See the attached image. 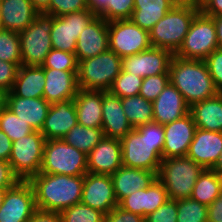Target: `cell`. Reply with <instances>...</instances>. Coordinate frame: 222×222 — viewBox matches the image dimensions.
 Instances as JSON below:
<instances>
[{
    "mask_svg": "<svg viewBox=\"0 0 222 222\" xmlns=\"http://www.w3.org/2000/svg\"><path fill=\"white\" fill-rule=\"evenodd\" d=\"M120 142L123 166L158 173L164 146L163 125L156 122L140 125Z\"/></svg>",
    "mask_w": 222,
    "mask_h": 222,
    "instance_id": "1",
    "label": "cell"
},
{
    "mask_svg": "<svg viewBox=\"0 0 222 222\" xmlns=\"http://www.w3.org/2000/svg\"><path fill=\"white\" fill-rule=\"evenodd\" d=\"M28 181L38 210L61 213L81 201L84 176L38 173Z\"/></svg>",
    "mask_w": 222,
    "mask_h": 222,
    "instance_id": "2",
    "label": "cell"
},
{
    "mask_svg": "<svg viewBox=\"0 0 222 222\" xmlns=\"http://www.w3.org/2000/svg\"><path fill=\"white\" fill-rule=\"evenodd\" d=\"M168 73L170 83L189 106L220 93L204 60H187L174 55Z\"/></svg>",
    "mask_w": 222,
    "mask_h": 222,
    "instance_id": "3",
    "label": "cell"
},
{
    "mask_svg": "<svg viewBox=\"0 0 222 222\" xmlns=\"http://www.w3.org/2000/svg\"><path fill=\"white\" fill-rule=\"evenodd\" d=\"M205 168L188 157L162 159L158 180L164 185L169 199L190 198L198 177Z\"/></svg>",
    "mask_w": 222,
    "mask_h": 222,
    "instance_id": "4",
    "label": "cell"
},
{
    "mask_svg": "<svg viewBox=\"0 0 222 222\" xmlns=\"http://www.w3.org/2000/svg\"><path fill=\"white\" fill-rule=\"evenodd\" d=\"M122 71V58L110 49L81 60L78 64L79 89L109 91Z\"/></svg>",
    "mask_w": 222,
    "mask_h": 222,
    "instance_id": "5",
    "label": "cell"
},
{
    "mask_svg": "<svg viewBox=\"0 0 222 222\" xmlns=\"http://www.w3.org/2000/svg\"><path fill=\"white\" fill-rule=\"evenodd\" d=\"M199 12L191 8L173 7L149 31L151 47L166 49L175 54Z\"/></svg>",
    "mask_w": 222,
    "mask_h": 222,
    "instance_id": "6",
    "label": "cell"
},
{
    "mask_svg": "<svg viewBox=\"0 0 222 222\" xmlns=\"http://www.w3.org/2000/svg\"><path fill=\"white\" fill-rule=\"evenodd\" d=\"M39 173L84 176L87 173V155L63 139L46 140Z\"/></svg>",
    "mask_w": 222,
    "mask_h": 222,
    "instance_id": "7",
    "label": "cell"
},
{
    "mask_svg": "<svg viewBox=\"0 0 222 222\" xmlns=\"http://www.w3.org/2000/svg\"><path fill=\"white\" fill-rule=\"evenodd\" d=\"M53 16L38 14L35 20L19 32L22 65L42 66L52 49L50 32Z\"/></svg>",
    "mask_w": 222,
    "mask_h": 222,
    "instance_id": "8",
    "label": "cell"
},
{
    "mask_svg": "<svg viewBox=\"0 0 222 222\" xmlns=\"http://www.w3.org/2000/svg\"><path fill=\"white\" fill-rule=\"evenodd\" d=\"M216 49L218 44L213 18L199 12L174 55L187 60H205Z\"/></svg>",
    "mask_w": 222,
    "mask_h": 222,
    "instance_id": "9",
    "label": "cell"
},
{
    "mask_svg": "<svg viewBox=\"0 0 222 222\" xmlns=\"http://www.w3.org/2000/svg\"><path fill=\"white\" fill-rule=\"evenodd\" d=\"M46 139L40 131H34L12 142L8 162L20 180H29L40 172Z\"/></svg>",
    "mask_w": 222,
    "mask_h": 222,
    "instance_id": "10",
    "label": "cell"
},
{
    "mask_svg": "<svg viewBox=\"0 0 222 222\" xmlns=\"http://www.w3.org/2000/svg\"><path fill=\"white\" fill-rule=\"evenodd\" d=\"M109 49L121 58L138 54L151 47L149 32L131 19L108 22Z\"/></svg>",
    "mask_w": 222,
    "mask_h": 222,
    "instance_id": "11",
    "label": "cell"
},
{
    "mask_svg": "<svg viewBox=\"0 0 222 222\" xmlns=\"http://www.w3.org/2000/svg\"><path fill=\"white\" fill-rule=\"evenodd\" d=\"M96 16L90 9L53 16L50 32L52 48L75 53L80 33Z\"/></svg>",
    "mask_w": 222,
    "mask_h": 222,
    "instance_id": "12",
    "label": "cell"
},
{
    "mask_svg": "<svg viewBox=\"0 0 222 222\" xmlns=\"http://www.w3.org/2000/svg\"><path fill=\"white\" fill-rule=\"evenodd\" d=\"M37 210L35 194L28 180L7 189L0 208V222H28Z\"/></svg>",
    "mask_w": 222,
    "mask_h": 222,
    "instance_id": "13",
    "label": "cell"
},
{
    "mask_svg": "<svg viewBox=\"0 0 222 222\" xmlns=\"http://www.w3.org/2000/svg\"><path fill=\"white\" fill-rule=\"evenodd\" d=\"M174 54L169 50L150 47L138 54L122 58V71L137 74L142 78L169 74V67Z\"/></svg>",
    "mask_w": 222,
    "mask_h": 222,
    "instance_id": "14",
    "label": "cell"
},
{
    "mask_svg": "<svg viewBox=\"0 0 222 222\" xmlns=\"http://www.w3.org/2000/svg\"><path fill=\"white\" fill-rule=\"evenodd\" d=\"M80 203L99 210L105 215L114 207H117L118 202L115 197L111 176L87 172L84 175Z\"/></svg>",
    "mask_w": 222,
    "mask_h": 222,
    "instance_id": "15",
    "label": "cell"
},
{
    "mask_svg": "<svg viewBox=\"0 0 222 222\" xmlns=\"http://www.w3.org/2000/svg\"><path fill=\"white\" fill-rule=\"evenodd\" d=\"M164 146L162 159L185 157L196 132L190 113L163 126Z\"/></svg>",
    "mask_w": 222,
    "mask_h": 222,
    "instance_id": "16",
    "label": "cell"
},
{
    "mask_svg": "<svg viewBox=\"0 0 222 222\" xmlns=\"http://www.w3.org/2000/svg\"><path fill=\"white\" fill-rule=\"evenodd\" d=\"M122 165L120 139L104 136L87 155V172L89 173L111 176Z\"/></svg>",
    "mask_w": 222,
    "mask_h": 222,
    "instance_id": "17",
    "label": "cell"
},
{
    "mask_svg": "<svg viewBox=\"0 0 222 222\" xmlns=\"http://www.w3.org/2000/svg\"><path fill=\"white\" fill-rule=\"evenodd\" d=\"M109 49L108 22L96 16L80 33L76 42L75 55L81 60L95 57Z\"/></svg>",
    "mask_w": 222,
    "mask_h": 222,
    "instance_id": "18",
    "label": "cell"
},
{
    "mask_svg": "<svg viewBox=\"0 0 222 222\" xmlns=\"http://www.w3.org/2000/svg\"><path fill=\"white\" fill-rule=\"evenodd\" d=\"M168 200L169 196L166 188L156 178L147 188L139 189L137 192L122 199L118 206L145 218Z\"/></svg>",
    "mask_w": 222,
    "mask_h": 222,
    "instance_id": "19",
    "label": "cell"
},
{
    "mask_svg": "<svg viewBox=\"0 0 222 222\" xmlns=\"http://www.w3.org/2000/svg\"><path fill=\"white\" fill-rule=\"evenodd\" d=\"M74 99L50 105L41 133L46 140L62 139L77 124Z\"/></svg>",
    "mask_w": 222,
    "mask_h": 222,
    "instance_id": "20",
    "label": "cell"
},
{
    "mask_svg": "<svg viewBox=\"0 0 222 222\" xmlns=\"http://www.w3.org/2000/svg\"><path fill=\"white\" fill-rule=\"evenodd\" d=\"M45 86L43 98L51 105L74 99L79 90L78 71H62L44 68Z\"/></svg>",
    "mask_w": 222,
    "mask_h": 222,
    "instance_id": "21",
    "label": "cell"
},
{
    "mask_svg": "<svg viewBox=\"0 0 222 222\" xmlns=\"http://www.w3.org/2000/svg\"><path fill=\"white\" fill-rule=\"evenodd\" d=\"M222 151V132L196 129L186 157L205 169H212Z\"/></svg>",
    "mask_w": 222,
    "mask_h": 222,
    "instance_id": "22",
    "label": "cell"
},
{
    "mask_svg": "<svg viewBox=\"0 0 222 222\" xmlns=\"http://www.w3.org/2000/svg\"><path fill=\"white\" fill-rule=\"evenodd\" d=\"M152 104L153 122L163 126L184 117L190 109L182 94L170 82Z\"/></svg>",
    "mask_w": 222,
    "mask_h": 222,
    "instance_id": "23",
    "label": "cell"
},
{
    "mask_svg": "<svg viewBox=\"0 0 222 222\" xmlns=\"http://www.w3.org/2000/svg\"><path fill=\"white\" fill-rule=\"evenodd\" d=\"M134 129L123 111L121 98L110 91H103L102 130L108 138L122 139Z\"/></svg>",
    "mask_w": 222,
    "mask_h": 222,
    "instance_id": "24",
    "label": "cell"
},
{
    "mask_svg": "<svg viewBox=\"0 0 222 222\" xmlns=\"http://www.w3.org/2000/svg\"><path fill=\"white\" fill-rule=\"evenodd\" d=\"M111 178L115 197L119 203L139 189L147 188L157 178V174L153 171L129 168L122 165L111 175Z\"/></svg>",
    "mask_w": 222,
    "mask_h": 222,
    "instance_id": "25",
    "label": "cell"
},
{
    "mask_svg": "<svg viewBox=\"0 0 222 222\" xmlns=\"http://www.w3.org/2000/svg\"><path fill=\"white\" fill-rule=\"evenodd\" d=\"M6 107L35 130L41 131L50 104L43 98L7 96Z\"/></svg>",
    "mask_w": 222,
    "mask_h": 222,
    "instance_id": "26",
    "label": "cell"
},
{
    "mask_svg": "<svg viewBox=\"0 0 222 222\" xmlns=\"http://www.w3.org/2000/svg\"><path fill=\"white\" fill-rule=\"evenodd\" d=\"M78 124L102 128L103 91L79 89L74 98Z\"/></svg>",
    "mask_w": 222,
    "mask_h": 222,
    "instance_id": "27",
    "label": "cell"
},
{
    "mask_svg": "<svg viewBox=\"0 0 222 222\" xmlns=\"http://www.w3.org/2000/svg\"><path fill=\"white\" fill-rule=\"evenodd\" d=\"M1 19L4 30L21 32L39 14L30 0H0Z\"/></svg>",
    "mask_w": 222,
    "mask_h": 222,
    "instance_id": "28",
    "label": "cell"
},
{
    "mask_svg": "<svg viewBox=\"0 0 222 222\" xmlns=\"http://www.w3.org/2000/svg\"><path fill=\"white\" fill-rule=\"evenodd\" d=\"M45 86V74L42 66L20 65L12 90L7 96L22 98H41Z\"/></svg>",
    "mask_w": 222,
    "mask_h": 222,
    "instance_id": "29",
    "label": "cell"
},
{
    "mask_svg": "<svg viewBox=\"0 0 222 222\" xmlns=\"http://www.w3.org/2000/svg\"><path fill=\"white\" fill-rule=\"evenodd\" d=\"M189 113L196 128L222 132V92L207 100L192 104Z\"/></svg>",
    "mask_w": 222,
    "mask_h": 222,
    "instance_id": "30",
    "label": "cell"
},
{
    "mask_svg": "<svg viewBox=\"0 0 222 222\" xmlns=\"http://www.w3.org/2000/svg\"><path fill=\"white\" fill-rule=\"evenodd\" d=\"M173 8L170 0H134L131 20L148 32Z\"/></svg>",
    "mask_w": 222,
    "mask_h": 222,
    "instance_id": "31",
    "label": "cell"
},
{
    "mask_svg": "<svg viewBox=\"0 0 222 222\" xmlns=\"http://www.w3.org/2000/svg\"><path fill=\"white\" fill-rule=\"evenodd\" d=\"M121 103L123 111L133 128L153 122V104L141 95L123 97Z\"/></svg>",
    "mask_w": 222,
    "mask_h": 222,
    "instance_id": "32",
    "label": "cell"
},
{
    "mask_svg": "<svg viewBox=\"0 0 222 222\" xmlns=\"http://www.w3.org/2000/svg\"><path fill=\"white\" fill-rule=\"evenodd\" d=\"M221 193L222 191L217 172L212 169H205L198 177L190 198L208 206Z\"/></svg>",
    "mask_w": 222,
    "mask_h": 222,
    "instance_id": "33",
    "label": "cell"
},
{
    "mask_svg": "<svg viewBox=\"0 0 222 222\" xmlns=\"http://www.w3.org/2000/svg\"><path fill=\"white\" fill-rule=\"evenodd\" d=\"M103 137L102 128H89L77 123L62 139L88 155Z\"/></svg>",
    "mask_w": 222,
    "mask_h": 222,
    "instance_id": "34",
    "label": "cell"
},
{
    "mask_svg": "<svg viewBox=\"0 0 222 222\" xmlns=\"http://www.w3.org/2000/svg\"><path fill=\"white\" fill-rule=\"evenodd\" d=\"M0 130H2L12 142L35 131L28 122H24L7 107L0 111Z\"/></svg>",
    "mask_w": 222,
    "mask_h": 222,
    "instance_id": "35",
    "label": "cell"
},
{
    "mask_svg": "<svg viewBox=\"0 0 222 222\" xmlns=\"http://www.w3.org/2000/svg\"><path fill=\"white\" fill-rule=\"evenodd\" d=\"M0 60L22 65L20 38L18 32L2 30L0 32Z\"/></svg>",
    "mask_w": 222,
    "mask_h": 222,
    "instance_id": "36",
    "label": "cell"
},
{
    "mask_svg": "<svg viewBox=\"0 0 222 222\" xmlns=\"http://www.w3.org/2000/svg\"><path fill=\"white\" fill-rule=\"evenodd\" d=\"M177 222H208V206L191 198L177 200Z\"/></svg>",
    "mask_w": 222,
    "mask_h": 222,
    "instance_id": "37",
    "label": "cell"
},
{
    "mask_svg": "<svg viewBox=\"0 0 222 222\" xmlns=\"http://www.w3.org/2000/svg\"><path fill=\"white\" fill-rule=\"evenodd\" d=\"M143 78L137 74L121 71L109 91L120 98L139 95Z\"/></svg>",
    "mask_w": 222,
    "mask_h": 222,
    "instance_id": "38",
    "label": "cell"
},
{
    "mask_svg": "<svg viewBox=\"0 0 222 222\" xmlns=\"http://www.w3.org/2000/svg\"><path fill=\"white\" fill-rule=\"evenodd\" d=\"M62 222H104L105 214L82 203L61 212Z\"/></svg>",
    "mask_w": 222,
    "mask_h": 222,
    "instance_id": "39",
    "label": "cell"
},
{
    "mask_svg": "<svg viewBox=\"0 0 222 222\" xmlns=\"http://www.w3.org/2000/svg\"><path fill=\"white\" fill-rule=\"evenodd\" d=\"M78 64L75 53L52 48L47 54L42 67L62 71H78Z\"/></svg>",
    "mask_w": 222,
    "mask_h": 222,
    "instance_id": "40",
    "label": "cell"
},
{
    "mask_svg": "<svg viewBox=\"0 0 222 222\" xmlns=\"http://www.w3.org/2000/svg\"><path fill=\"white\" fill-rule=\"evenodd\" d=\"M134 10V0H110L107 9L100 15L107 22L130 19Z\"/></svg>",
    "mask_w": 222,
    "mask_h": 222,
    "instance_id": "41",
    "label": "cell"
},
{
    "mask_svg": "<svg viewBox=\"0 0 222 222\" xmlns=\"http://www.w3.org/2000/svg\"><path fill=\"white\" fill-rule=\"evenodd\" d=\"M169 74H159L143 78L139 95L153 102L169 83Z\"/></svg>",
    "mask_w": 222,
    "mask_h": 222,
    "instance_id": "42",
    "label": "cell"
},
{
    "mask_svg": "<svg viewBox=\"0 0 222 222\" xmlns=\"http://www.w3.org/2000/svg\"><path fill=\"white\" fill-rule=\"evenodd\" d=\"M86 9H89L87 0H51L49 9L44 14L62 16Z\"/></svg>",
    "mask_w": 222,
    "mask_h": 222,
    "instance_id": "43",
    "label": "cell"
},
{
    "mask_svg": "<svg viewBox=\"0 0 222 222\" xmlns=\"http://www.w3.org/2000/svg\"><path fill=\"white\" fill-rule=\"evenodd\" d=\"M177 200L169 199L156 211L145 217V222H177Z\"/></svg>",
    "mask_w": 222,
    "mask_h": 222,
    "instance_id": "44",
    "label": "cell"
},
{
    "mask_svg": "<svg viewBox=\"0 0 222 222\" xmlns=\"http://www.w3.org/2000/svg\"><path fill=\"white\" fill-rule=\"evenodd\" d=\"M215 87L222 92V50L212 51L204 60Z\"/></svg>",
    "mask_w": 222,
    "mask_h": 222,
    "instance_id": "45",
    "label": "cell"
},
{
    "mask_svg": "<svg viewBox=\"0 0 222 222\" xmlns=\"http://www.w3.org/2000/svg\"><path fill=\"white\" fill-rule=\"evenodd\" d=\"M18 68L15 63L0 60V87L7 92L12 90Z\"/></svg>",
    "mask_w": 222,
    "mask_h": 222,
    "instance_id": "46",
    "label": "cell"
},
{
    "mask_svg": "<svg viewBox=\"0 0 222 222\" xmlns=\"http://www.w3.org/2000/svg\"><path fill=\"white\" fill-rule=\"evenodd\" d=\"M104 222H145V218L117 206L105 215Z\"/></svg>",
    "mask_w": 222,
    "mask_h": 222,
    "instance_id": "47",
    "label": "cell"
},
{
    "mask_svg": "<svg viewBox=\"0 0 222 222\" xmlns=\"http://www.w3.org/2000/svg\"><path fill=\"white\" fill-rule=\"evenodd\" d=\"M20 179L13 173L8 161L0 160V188H11Z\"/></svg>",
    "mask_w": 222,
    "mask_h": 222,
    "instance_id": "48",
    "label": "cell"
},
{
    "mask_svg": "<svg viewBox=\"0 0 222 222\" xmlns=\"http://www.w3.org/2000/svg\"><path fill=\"white\" fill-rule=\"evenodd\" d=\"M28 222H62L61 213L36 210Z\"/></svg>",
    "mask_w": 222,
    "mask_h": 222,
    "instance_id": "49",
    "label": "cell"
},
{
    "mask_svg": "<svg viewBox=\"0 0 222 222\" xmlns=\"http://www.w3.org/2000/svg\"><path fill=\"white\" fill-rule=\"evenodd\" d=\"M208 222H222V193L208 205Z\"/></svg>",
    "mask_w": 222,
    "mask_h": 222,
    "instance_id": "50",
    "label": "cell"
},
{
    "mask_svg": "<svg viewBox=\"0 0 222 222\" xmlns=\"http://www.w3.org/2000/svg\"><path fill=\"white\" fill-rule=\"evenodd\" d=\"M200 12L206 16L222 15V0H204Z\"/></svg>",
    "mask_w": 222,
    "mask_h": 222,
    "instance_id": "51",
    "label": "cell"
},
{
    "mask_svg": "<svg viewBox=\"0 0 222 222\" xmlns=\"http://www.w3.org/2000/svg\"><path fill=\"white\" fill-rule=\"evenodd\" d=\"M12 141L0 130V160L8 161L11 155Z\"/></svg>",
    "mask_w": 222,
    "mask_h": 222,
    "instance_id": "52",
    "label": "cell"
},
{
    "mask_svg": "<svg viewBox=\"0 0 222 222\" xmlns=\"http://www.w3.org/2000/svg\"><path fill=\"white\" fill-rule=\"evenodd\" d=\"M173 7L191 8L201 11L204 0H170Z\"/></svg>",
    "mask_w": 222,
    "mask_h": 222,
    "instance_id": "53",
    "label": "cell"
},
{
    "mask_svg": "<svg viewBox=\"0 0 222 222\" xmlns=\"http://www.w3.org/2000/svg\"><path fill=\"white\" fill-rule=\"evenodd\" d=\"M110 0H87L88 8L97 16H100L106 9Z\"/></svg>",
    "mask_w": 222,
    "mask_h": 222,
    "instance_id": "54",
    "label": "cell"
},
{
    "mask_svg": "<svg viewBox=\"0 0 222 222\" xmlns=\"http://www.w3.org/2000/svg\"><path fill=\"white\" fill-rule=\"evenodd\" d=\"M209 17L213 18L216 27L218 49L222 50V15L209 16Z\"/></svg>",
    "mask_w": 222,
    "mask_h": 222,
    "instance_id": "55",
    "label": "cell"
},
{
    "mask_svg": "<svg viewBox=\"0 0 222 222\" xmlns=\"http://www.w3.org/2000/svg\"><path fill=\"white\" fill-rule=\"evenodd\" d=\"M35 10L39 13H45L49 9L51 0H30Z\"/></svg>",
    "mask_w": 222,
    "mask_h": 222,
    "instance_id": "56",
    "label": "cell"
},
{
    "mask_svg": "<svg viewBox=\"0 0 222 222\" xmlns=\"http://www.w3.org/2000/svg\"><path fill=\"white\" fill-rule=\"evenodd\" d=\"M8 92L0 87V111L6 107Z\"/></svg>",
    "mask_w": 222,
    "mask_h": 222,
    "instance_id": "57",
    "label": "cell"
},
{
    "mask_svg": "<svg viewBox=\"0 0 222 222\" xmlns=\"http://www.w3.org/2000/svg\"><path fill=\"white\" fill-rule=\"evenodd\" d=\"M213 171H216L217 173L222 172V151L220 153L219 159L216 162V164L214 165V167L212 168Z\"/></svg>",
    "mask_w": 222,
    "mask_h": 222,
    "instance_id": "58",
    "label": "cell"
},
{
    "mask_svg": "<svg viewBox=\"0 0 222 222\" xmlns=\"http://www.w3.org/2000/svg\"><path fill=\"white\" fill-rule=\"evenodd\" d=\"M7 189L9 188H0V208H1V205L3 204L4 196L7 192Z\"/></svg>",
    "mask_w": 222,
    "mask_h": 222,
    "instance_id": "59",
    "label": "cell"
},
{
    "mask_svg": "<svg viewBox=\"0 0 222 222\" xmlns=\"http://www.w3.org/2000/svg\"><path fill=\"white\" fill-rule=\"evenodd\" d=\"M4 30L3 24H2V19H1V6H0V32Z\"/></svg>",
    "mask_w": 222,
    "mask_h": 222,
    "instance_id": "60",
    "label": "cell"
},
{
    "mask_svg": "<svg viewBox=\"0 0 222 222\" xmlns=\"http://www.w3.org/2000/svg\"><path fill=\"white\" fill-rule=\"evenodd\" d=\"M217 174H218V178H219L220 186H221V191H222V172L217 173Z\"/></svg>",
    "mask_w": 222,
    "mask_h": 222,
    "instance_id": "61",
    "label": "cell"
}]
</instances>
